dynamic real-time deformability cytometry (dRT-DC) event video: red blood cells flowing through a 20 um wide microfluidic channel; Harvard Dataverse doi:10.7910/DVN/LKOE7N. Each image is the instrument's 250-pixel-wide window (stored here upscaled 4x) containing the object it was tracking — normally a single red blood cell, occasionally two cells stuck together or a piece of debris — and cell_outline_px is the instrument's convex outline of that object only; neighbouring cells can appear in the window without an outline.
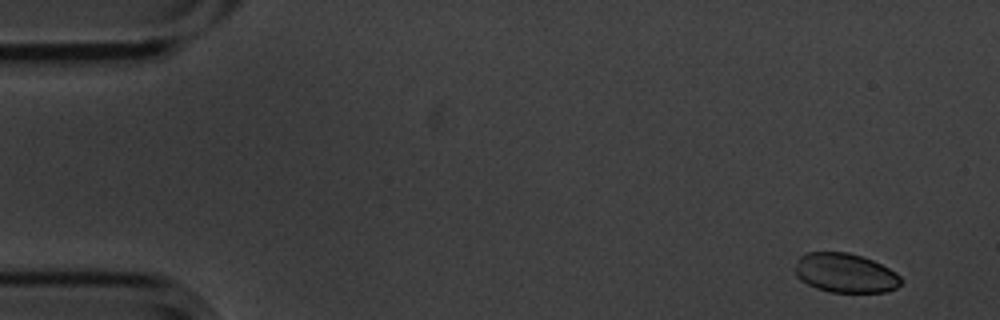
{"species": "common noctule bat (a hibernating species)", "species_latin": "Nyctalus noctula", "temperature_condition": "cold", "stored_images_in_passage": 2, "camera_frame_rate_fps": 3000, "um_per_image_px": 0.085, "animal": {"sex": "male", "body_mass_g": 20.1, "forearm_length_mm": 53.5}, "frame": {"image": 1, "passage_image": 2, "time_ms": 0.333, "image_size_px": [1000, 320], "cell_outline_px": [[900, 284], [896, 288], [884, 292], [828, 292], [816, 288], [800, 280], [796, 276], [796, 268], [800, 256], [808, 252], [848, 252], [864, 256], [896, 272], [900, 276]], "centroid_in_image_um": [71.85, 23.2], "position_along_channel_um": 13.2, "area_um2": 24.16}}